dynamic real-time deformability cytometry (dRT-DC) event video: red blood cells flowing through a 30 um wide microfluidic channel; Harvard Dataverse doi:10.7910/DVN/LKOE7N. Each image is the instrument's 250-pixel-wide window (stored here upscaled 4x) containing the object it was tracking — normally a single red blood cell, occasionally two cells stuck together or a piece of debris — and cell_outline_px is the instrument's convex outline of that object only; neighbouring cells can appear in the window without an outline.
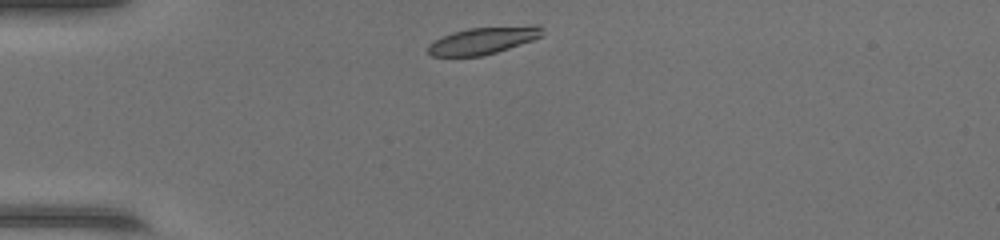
{"species": "common noctule bat (a hibernating species)", "species_latin": "Nyctalus noctula", "temperature_condition": "warm", "stored_images_in_passage": 36, "camera_frame_rate_fps": 3000, "um_per_image_px": 0.085, "animal": {"sex": "female", "body_mass_g": 17.0, "forearm_length_mm": 48.0}, "frame": {"image": 1, "passage_image": 1, "time_ms": 0.0, "image_size_px": [1000, 240], "cell_outline_px": [[540, 36], [532, 40], [496, 52], [480, 56], [432, 56], [428, 52], [428, 44], [452, 32], [468, 28], [532, 24], [536, 24], [540, 28]], "centroid_in_image_um": [41.05, 3.43], "position_along_channel_um": 44.0, "area_um2": 17.86}}
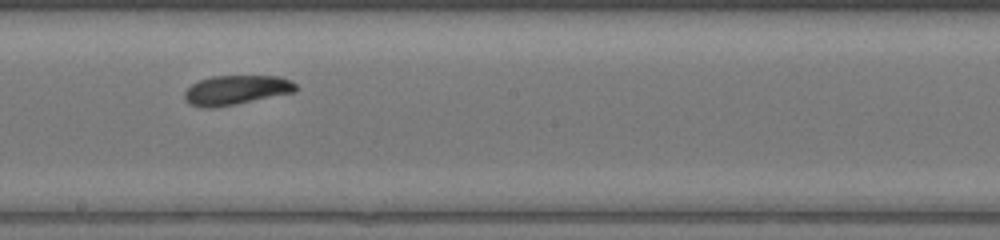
{"frame": {"image": 2, "passage_image": 16, "time_ms": 5.0, "image_size_px": [1000, 240], "cell_outline_px": [[296, 92], [212, 108], [204, 108], [188, 104], [184, 100], [184, 92], [192, 84], [200, 80], [212, 76], [280, 76], [296, 84]], "centroid_in_image_um": [20.04, 7.65], "position_along_channel_um": 228.2, "area_um2": 18.96}}
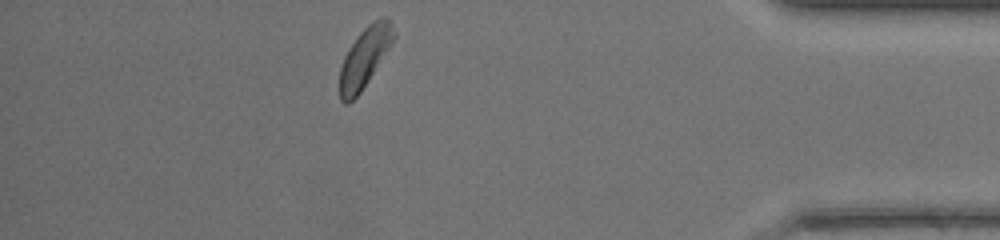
{"frame": {"image": 3, "passage_image": 31, "time_ms": 10.0, "image_size_px": [1000, 240], "cell_outline_px": [[396, 36], [368, 80], [360, 92], [348, 104], [344, 104], [340, 100], [340, 68], [344, 56], [348, 48], [356, 36], [368, 24], [376, 20], [388, 20], [392, 24], [396, 32]], "centroid_in_image_um": [30.96, 4.9], "position_along_channel_um": 404.2, "area_um2": 18.38}, "authors_computed_cell_mechanics": {"area_um2": 18.785, "velocity_mm_per_s": 4.3222, "shape_relaxation_time_tau1_ms": 2.1732, "shape_relaxation_time_tau2_ms": 9.1703, "deformation_change_tau1": 0.0866, "deformation_change_tau2": 0.1563}}